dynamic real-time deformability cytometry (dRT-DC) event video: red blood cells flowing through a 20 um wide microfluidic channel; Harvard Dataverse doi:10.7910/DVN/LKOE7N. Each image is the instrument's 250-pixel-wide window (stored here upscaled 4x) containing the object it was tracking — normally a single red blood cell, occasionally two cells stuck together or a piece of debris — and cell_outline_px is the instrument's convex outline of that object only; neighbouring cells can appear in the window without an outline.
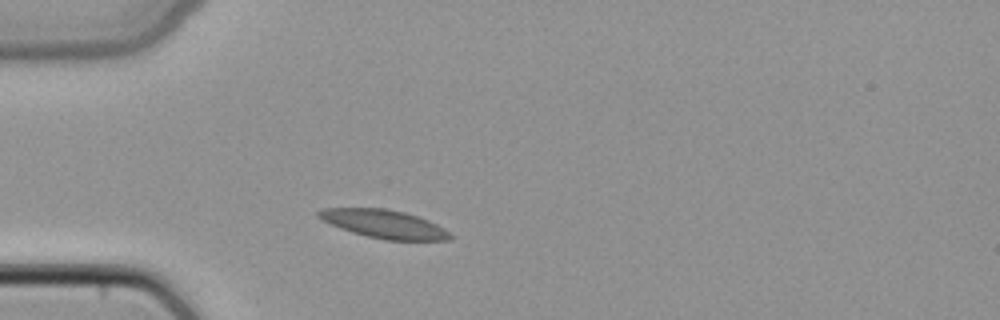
{"species": "common noctule bat (a hibernating species)", "species_latin": "Nyctalus noctula", "temperature_condition": "cold", "stored_images_in_passage": 36, "camera_frame_rate_fps": 3000, "um_per_image_px": 0.085, "animal": {"sex": "female", "body_mass_g": 22.7, "forearm_length_mm": 54.2}, "frame": {"image": 1, "passage_image": 1, "time_ms": 0.0, "image_size_px": [1000, 320], "cell_outline_px": [[452, 236], [448, 240], [384, 240], [352, 232], [340, 228], [316, 216], [316, 212], [324, 208], [384, 208], [404, 212], [428, 220], [444, 228]], "centroid_in_image_um": [32.63, 19.03], "position_along_channel_um": 52.4, "area_um2": 21.44}}
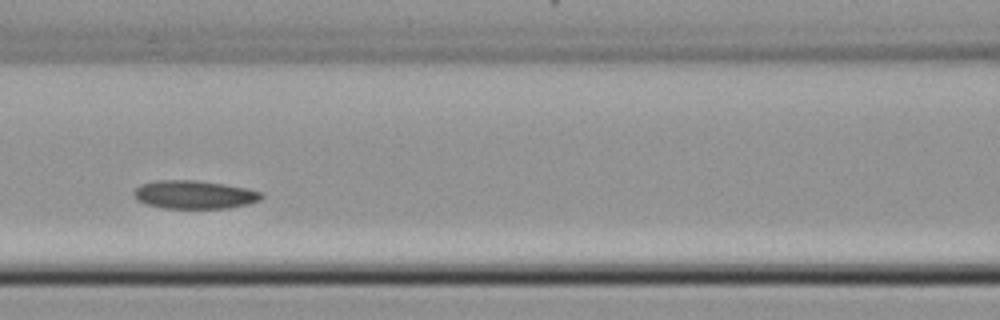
{"frame": {"image": 2, "passage_image": 9, "time_ms": 2.667, "image_size_px": [1000, 320], "cell_outline_px": [[264, 196], [260, 200], [248, 204], [228, 208], [164, 208], [144, 204], [136, 200], [132, 192], [140, 184], [156, 180], [196, 180], [224, 184], [248, 188], [264, 192]], "centroid_in_image_um": [16.52, 16.54], "position_along_channel_um": 150.1, "area_um2": 21.33}}
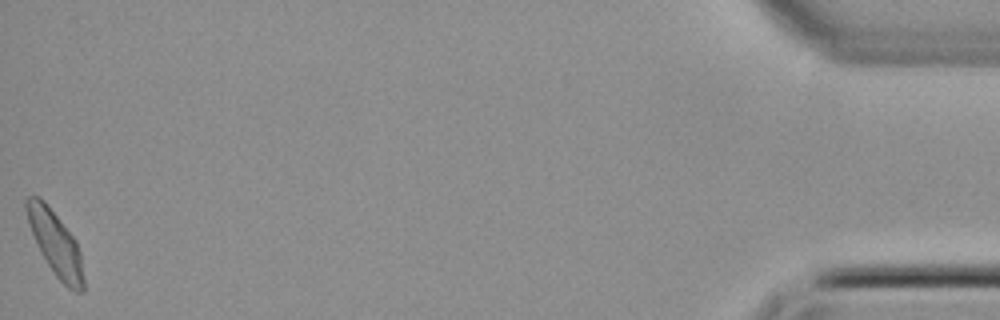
{"frame": {"image": 3, "passage_image": 36, "time_ms": 11.667, "image_size_px": [1000, 320], "cell_outline_px": [[84, 292], [76, 292], [68, 288], [56, 276], [40, 252], [28, 224], [24, 208], [24, 200], [28, 196], [40, 196], [44, 200], [76, 240], [80, 252], [84, 280]], "centroid_in_image_um": [4.69, 20.67], "position_along_channel_um": 430.5, "area_um2": 21.39}}